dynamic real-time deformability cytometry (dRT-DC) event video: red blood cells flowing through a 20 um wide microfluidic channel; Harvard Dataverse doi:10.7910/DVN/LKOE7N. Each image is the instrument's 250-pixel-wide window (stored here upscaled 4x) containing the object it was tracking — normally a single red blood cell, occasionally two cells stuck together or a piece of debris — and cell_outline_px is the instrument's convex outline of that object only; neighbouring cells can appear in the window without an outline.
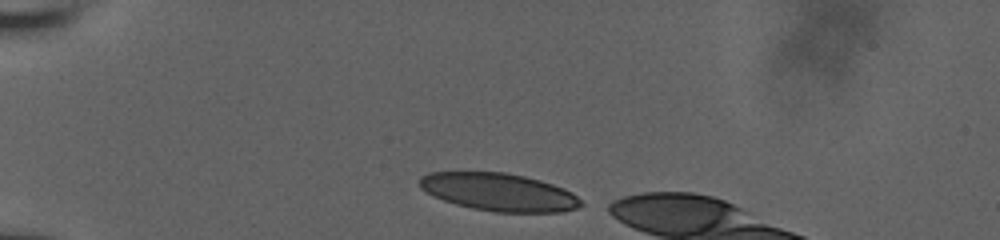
{"species": "human", "species_latin": "Homo sapiens", "temperature_condition": "room temperature", "stored_images_in_passage": 36, "camera_frame_rate_fps": 3000, "um_per_image_px": 0.085, "donor": {"sex": "male"}, "frame": {"image": 1, "passage_image": 1, "time_ms": 0.0, "image_size_px": [1000, 240], "cell_outline_px": [[584, 204], [576, 208], [564, 212], [496, 212], [472, 208], [456, 204], [444, 200], [420, 188], [420, 176], [428, 172], [504, 172], [524, 176], [540, 180], [564, 188], [572, 192]], "centroid_in_image_um": [42.43, 16.32], "position_along_channel_um": 42.6, "area_um2": 35.37}}
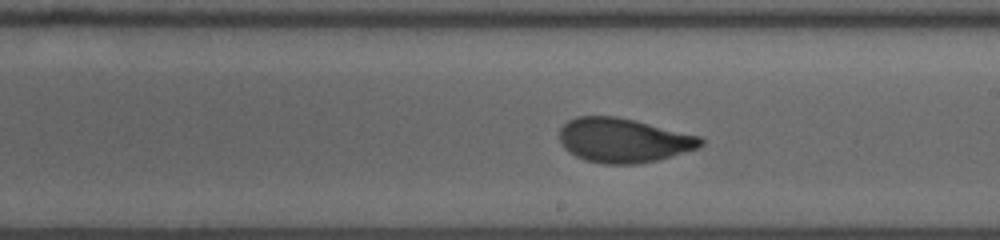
{"frame": {"image": 2, "passage_image": 20, "time_ms": 6.333, "image_size_px": [1000, 240], "cell_outline_px": [[704, 144], [696, 148], [656, 160], [636, 164], [604, 164], [584, 160], [568, 152], [564, 148], [560, 140], [560, 128], [568, 120], [576, 116], [616, 116], [636, 120], [700, 136], [704, 140]], "centroid_in_image_um": [52.96, 11.92], "position_along_channel_um": 236.0, "area_um2": 36.47}}
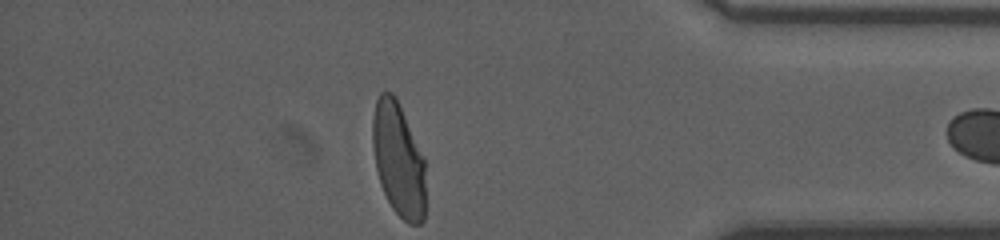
{"frame": {"image": 3, "passage_image": 35, "time_ms": 11.333, "image_size_px": [1000, 240], "cell_outline_px": [[424, 220], [420, 224], [408, 224], [392, 208], [380, 184], [376, 168], [372, 144], [372, 116], [376, 100], [380, 92], [392, 92], [396, 96], [424, 156]], "centroid_in_image_um": [33.85, 13.53], "position_along_channel_um": 401.3, "area_um2": 35.32}}